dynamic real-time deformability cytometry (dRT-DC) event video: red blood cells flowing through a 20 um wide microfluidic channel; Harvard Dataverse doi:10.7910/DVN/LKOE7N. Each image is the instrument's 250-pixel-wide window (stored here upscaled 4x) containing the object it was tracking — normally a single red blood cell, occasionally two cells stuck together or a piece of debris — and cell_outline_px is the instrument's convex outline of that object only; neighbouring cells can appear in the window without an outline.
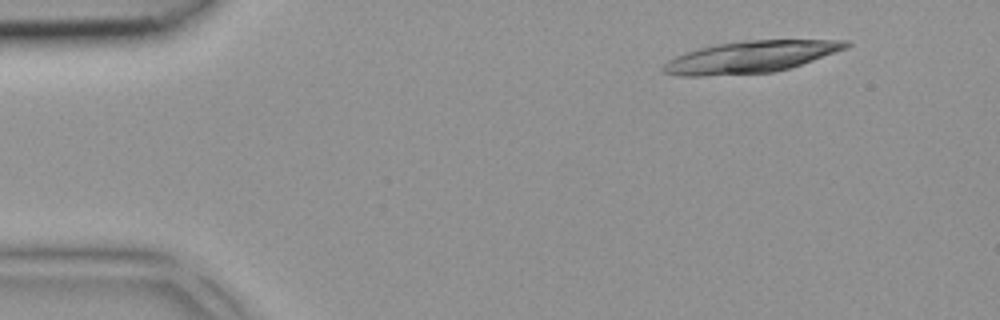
{"species": "common noctule bat (a hibernating species)", "species_latin": "Nyctalus noctula", "temperature_condition": "room temperature", "stored_images_in_passage": 3, "camera_frame_rate_fps": 3000, "um_per_image_px": 0.085, "animal": {"sex": "female", "body_mass_g": 18.4}, "frame": {"image": 1, "passage_image": 1, "time_ms": 0.0, "image_size_px": [1000, 320], "cell_outline_px": [[852, 44], [848, 48], [788, 68], [772, 72], [700, 76], [676, 76], [664, 72], [660, 68], [668, 60], [676, 56], [700, 48], [716, 44], [744, 40], [852, 40]], "centroid_in_image_um": [63.8, 4.83], "position_along_channel_um": 21.2, "area_um2": 33.58}}